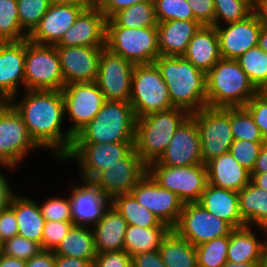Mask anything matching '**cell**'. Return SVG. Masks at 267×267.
<instances>
[{
  "label": "cell",
  "instance_id": "obj_1",
  "mask_svg": "<svg viewBox=\"0 0 267 267\" xmlns=\"http://www.w3.org/2000/svg\"><path fill=\"white\" fill-rule=\"evenodd\" d=\"M25 94L18 103L11 101V106L21 116L34 142L41 148L53 149V156L63 160L71 150L74 137L61 128L65 117L62 92L26 90Z\"/></svg>",
  "mask_w": 267,
  "mask_h": 267
},
{
  "label": "cell",
  "instance_id": "obj_2",
  "mask_svg": "<svg viewBox=\"0 0 267 267\" xmlns=\"http://www.w3.org/2000/svg\"><path fill=\"white\" fill-rule=\"evenodd\" d=\"M154 63L166 83L174 108L192 114L207 106L206 73L184 56L160 55Z\"/></svg>",
  "mask_w": 267,
  "mask_h": 267
},
{
  "label": "cell",
  "instance_id": "obj_3",
  "mask_svg": "<svg viewBox=\"0 0 267 267\" xmlns=\"http://www.w3.org/2000/svg\"><path fill=\"white\" fill-rule=\"evenodd\" d=\"M257 92L237 60L221 58L206 73L208 107H244Z\"/></svg>",
  "mask_w": 267,
  "mask_h": 267
},
{
  "label": "cell",
  "instance_id": "obj_4",
  "mask_svg": "<svg viewBox=\"0 0 267 267\" xmlns=\"http://www.w3.org/2000/svg\"><path fill=\"white\" fill-rule=\"evenodd\" d=\"M136 120L129 102L106 100L95 118L74 136L73 143L134 142Z\"/></svg>",
  "mask_w": 267,
  "mask_h": 267
},
{
  "label": "cell",
  "instance_id": "obj_5",
  "mask_svg": "<svg viewBox=\"0 0 267 267\" xmlns=\"http://www.w3.org/2000/svg\"><path fill=\"white\" fill-rule=\"evenodd\" d=\"M190 116L180 108L151 113L136 120L134 150L149 165L169 145L179 126Z\"/></svg>",
  "mask_w": 267,
  "mask_h": 267
},
{
  "label": "cell",
  "instance_id": "obj_6",
  "mask_svg": "<svg viewBox=\"0 0 267 267\" xmlns=\"http://www.w3.org/2000/svg\"><path fill=\"white\" fill-rule=\"evenodd\" d=\"M105 47L133 64H151L160 56L158 27L106 26Z\"/></svg>",
  "mask_w": 267,
  "mask_h": 267
},
{
  "label": "cell",
  "instance_id": "obj_7",
  "mask_svg": "<svg viewBox=\"0 0 267 267\" xmlns=\"http://www.w3.org/2000/svg\"><path fill=\"white\" fill-rule=\"evenodd\" d=\"M129 103L136 118L174 108L166 83L155 63L134 66Z\"/></svg>",
  "mask_w": 267,
  "mask_h": 267
},
{
  "label": "cell",
  "instance_id": "obj_8",
  "mask_svg": "<svg viewBox=\"0 0 267 267\" xmlns=\"http://www.w3.org/2000/svg\"><path fill=\"white\" fill-rule=\"evenodd\" d=\"M24 77L26 90L61 91L65 85L56 46L26 39Z\"/></svg>",
  "mask_w": 267,
  "mask_h": 267
},
{
  "label": "cell",
  "instance_id": "obj_9",
  "mask_svg": "<svg viewBox=\"0 0 267 267\" xmlns=\"http://www.w3.org/2000/svg\"><path fill=\"white\" fill-rule=\"evenodd\" d=\"M200 135L203 164L229 152L234 141L231 131V107H204L190 114Z\"/></svg>",
  "mask_w": 267,
  "mask_h": 267
},
{
  "label": "cell",
  "instance_id": "obj_10",
  "mask_svg": "<svg viewBox=\"0 0 267 267\" xmlns=\"http://www.w3.org/2000/svg\"><path fill=\"white\" fill-rule=\"evenodd\" d=\"M148 173L163 188L174 192L184 203L199 202L208 184L206 164L166 166L153 161Z\"/></svg>",
  "mask_w": 267,
  "mask_h": 267
},
{
  "label": "cell",
  "instance_id": "obj_11",
  "mask_svg": "<svg viewBox=\"0 0 267 267\" xmlns=\"http://www.w3.org/2000/svg\"><path fill=\"white\" fill-rule=\"evenodd\" d=\"M172 229L194 246L230 235L233 230L226 221L209 213L198 202L183 205L178 222Z\"/></svg>",
  "mask_w": 267,
  "mask_h": 267
},
{
  "label": "cell",
  "instance_id": "obj_12",
  "mask_svg": "<svg viewBox=\"0 0 267 267\" xmlns=\"http://www.w3.org/2000/svg\"><path fill=\"white\" fill-rule=\"evenodd\" d=\"M134 149V142L73 143L63 160L76 158L81 178L92 180L99 172L117 164Z\"/></svg>",
  "mask_w": 267,
  "mask_h": 267
},
{
  "label": "cell",
  "instance_id": "obj_13",
  "mask_svg": "<svg viewBox=\"0 0 267 267\" xmlns=\"http://www.w3.org/2000/svg\"><path fill=\"white\" fill-rule=\"evenodd\" d=\"M61 92L65 115L73 122L66 131L74 137L95 118L106 100L96 82L71 83L65 85Z\"/></svg>",
  "mask_w": 267,
  "mask_h": 267
},
{
  "label": "cell",
  "instance_id": "obj_14",
  "mask_svg": "<svg viewBox=\"0 0 267 267\" xmlns=\"http://www.w3.org/2000/svg\"><path fill=\"white\" fill-rule=\"evenodd\" d=\"M40 148L31 138L17 111L10 106L0 113V165L14 169L28 151Z\"/></svg>",
  "mask_w": 267,
  "mask_h": 267
},
{
  "label": "cell",
  "instance_id": "obj_15",
  "mask_svg": "<svg viewBox=\"0 0 267 267\" xmlns=\"http://www.w3.org/2000/svg\"><path fill=\"white\" fill-rule=\"evenodd\" d=\"M135 64L113 54L106 47L101 52L96 83L105 100L129 102Z\"/></svg>",
  "mask_w": 267,
  "mask_h": 267
},
{
  "label": "cell",
  "instance_id": "obj_16",
  "mask_svg": "<svg viewBox=\"0 0 267 267\" xmlns=\"http://www.w3.org/2000/svg\"><path fill=\"white\" fill-rule=\"evenodd\" d=\"M137 201L171 229L178 222L184 203L168 189L161 187L147 172L131 192Z\"/></svg>",
  "mask_w": 267,
  "mask_h": 267
},
{
  "label": "cell",
  "instance_id": "obj_17",
  "mask_svg": "<svg viewBox=\"0 0 267 267\" xmlns=\"http://www.w3.org/2000/svg\"><path fill=\"white\" fill-rule=\"evenodd\" d=\"M81 180L83 184L72 187L69 195L71 221L73 226L92 228L111 206V198L92 180Z\"/></svg>",
  "mask_w": 267,
  "mask_h": 267
},
{
  "label": "cell",
  "instance_id": "obj_18",
  "mask_svg": "<svg viewBox=\"0 0 267 267\" xmlns=\"http://www.w3.org/2000/svg\"><path fill=\"white\" fill-rule=\"evenodd\" d=\"M148 172V165L133 149L125 158L99 172L92 181L112 199L119 194L131 193Z\"/></svg>",
  "mask_w": 267,
  "mask_h": 267
},
{
  "label": "cell",
  "instance_id": "obj_19",
  "mask_svg": "<svg viewBox=\"0 0 267 267\" xmlns=\"http://www.w3.org/2000/svg\"><path fill=\"white\" fill-rule=\"evenodd\" d=\"M105 47L56 46L64 85L96 82L101 52Z\"/></svg>",
  "mask_w": 267,
  "mask_h": 267
},
{
  "label": "cell",
  "instance_id": "obj_20",
  "mask_svg": "<svg viewBox=\"0 0 267 267\" xmlns=\"http://www.w3.org/2000/svg\"><path fill=\"white\" fill-rule=\"evenodd\" d=\"M156 162L166 166L203 164L199 130L196 121L191 116L179 126Z\"/></svg>",
  "mask_w": 267,
  "mask_h": 267
},
{
  "label": "cell",
  "instance_id": "obj_21",
  "mask_svg": "<svg viewBox=\"0 0 267 267\" xmlns=\"http://www.w3.org/2000/svg\"><path fill=\"white\" fill-rule=\"evenodd\" d=\"M227 25V27H226ZM216 26L221 57L238 59L251 48L258 46L261 25L252 13L246 19Z\"/></svg>",
  "mask_w": 267,
  "mask_h": 267
},
{
  "label": "cell",
  "instance_id": "obj_22",
  "mask_svg": "<svg viewBox=\"0 0 267 267\" xmlns=\"http://www.w3.org/2000/svg\"><path fill=\"white\" fill-rule=\"evenodd\" d=\"M83 10L76 5L52 2L39 24L28 35V40L40 45H56Z\"/></svg>",
  "mask_w": 267,
  "mask_h": 267
},
{
  "label": "cell",
  "instance_id": "obj_23",
  "mask_svg": "<svg viewBox=\"0 0 267 267\" xmlns=\"http://www.w3.org/2000/svg\"><path fill=\"white\" fill-rule=\"evenodd\" d=\"M106 18L100 8L84 9L55 46L105 47Z\"/></svg>",
  "mask_w": 267,
  "mask_h": 267
},
{
  "label": "cell",
  "instance_id": "obj_24",
  "mask_svg": "<svg viewBox=\"0 0 267 267\" xmlns=\"http://www.w3.org/2000/svg\"><path fill=\"white\" fill-rule=\"evenodd\" d=\"M26 39L19 42H3L0 45V90L15 102L18 85L25 88L24 65Z\"/></svg>",
  "mask_w": 267,
  "mask_h": 267
},
{
  "label": "cell",
  "instance_id": "obj_25",
  "mask_svg": "<svg viewBox=\"0 0 267 267\" xmlns=\"http://www.w3.org/2000/svg\"><path fill=\"white\" fill-rule=\"evenodd\" d=\"M206 168L208 183L216 187L239 192L251 181V173L230 152L211 159Z\"/></svg>",
  "mask_w": 267,
  "mask_h": 267
},
{
  "label": "cell",
  "instance_id": "obj_26",
  "mask_svg": "<svg viewBox=\"0 0 267 267\" xmlns=\"http://www.w3.org/2000/svg\"><path fill=\"white\" fill-rule=\"evenodd\" d=\"M198 203L233 229L246 226L239 212L238 192L208 183Z\"/></svg>",
  "mask_w": 267,
  "mask_h": 267
},
{
  "label": "cell",
  "instance_id": "obj_27",
  "mask_svg": "<svg viewBox=\"0 0 267 267\" xmlns=\"http://www.w3.org/2000/svg\"><path fill=\"white\" fill-rule=\"evenodd\" d=\"M157 27L160 55L183 56L201 25L196 20H171Z\"/></svg>",
  "mask_w": 267,
  "mask_h": 267
},
{
  "label": "cell",
  "instance_id": "obj_28",
  "mask_svg": "<svg viewBox=\"0 0 267 267\" xmlns=\"http://www.w3.org/2000/svg\"><path fill=\"white\" fill-rule=\"evenodd\" d=\"M183 56L197 69L207 73L222 58L215 26H201Z\"/></svg>",
  "mask_w": 267,
  "mask_h": 267
},
{
  "label": "cell",
  "instance_id": "obj_29",
  "mask_svg": "<svg viewBox=\"0 0 267 267\" xmlns=\"http://www.w3.org/2000/svg\"><path fill=\"white\" fill-rule=\"evenodd\" d=\"M127 222L112 205L92 227L96 253L124 250Z\"/></svg>",
  "mask_w": 267,
  "mask_h": 267
},
{
  "label": "cell",
  "instance_id": "obj_30",
  "mask_svg": "<svg viewBox=\"0 0 267 267\" xmlns=\"http://www.w3.org/2000/svg\"><path fill=\"white\" fill-rule=\"evenodd\" d=\"M8 204L14 209L18 225L17 235L23 236L41 246L46 220L41 215L39 204L31 198L12 193Z\"/></svg>",
  "mask_w": 267,
  "mask_h": 267
},
{
  "label": "cell",
  "instance_id": "obj_31",
  "mask_svg": "<svg viewBox=\"0 0 267 267\" xmlns=\"http://www.w3.org/2000/svg\"><path fill=\"white\" fill-rule=\"evenodd\" d=\"M252 227L233 229L229 235L227 261L232 263L264 262L266 240L259 241Z\"/></svg>",
  "mask_w": 267,
  "mask_h": 267
},
{
  "label": "cell",
  "instance_id": "obj_32",
  "mask_svg": "<svg viewBox=\"0 0 267 267\" xmlns=\"http://www.w3.org/2000/svg\"><path fill=\"white\" fill-rule=\"evenodd\" d=\"M238 202L246 226H257L267 235V192L250 181L238 192Z\"/></svg>",
  "mask_w": 267,
  "mask_h": 267
},
{
  "label": "cell",
  "instance_id": "obj_33",
  "mask_svg": "<svg viewBox=\"0 0 267 267\" xmlns=\"http://www.w3.org/2000/svg\"><path fill=\"white\" fill-rule=\"evenodd\" d=\"M90 228L72 226L53 253L64 257L81 258L93 264L97 253L94 247L93 230Z\"/></svg>",
  "mask_w": 267,
  "mask_h": 267
},
{
  "label": "cell",
  "instance_id": "obj_34",
  "mask_svg": "<svg viewBox=\"0 0 267 267\" xmlns=\"http://www.w3.org/2000/svg\"><path fill=\"white\" fill-rule=\"evenodd\" d=\"M158 251L166 267H197L195 246L173 229L163 238Z\"/></svg>",
  "mask_w": 267,
  "mask_h": 267
},
{
  "label": "cell",
  "instance_id": "obj_35",
  "mask_svg": "<svg viewBox=\"0 0 267 267\" xmlns=\"http://www.w3.org/2000/svg\"><path fill=\"white\" fill-rule=\"evenodd\" d=\"M111 205L126 220L127 225L141 226L143 228L169 227L142 206L132 193L119 194L111 199Z\"/></svg>",
  "mask_w": 267,
  "mask_h": 267
},
{
  "label": "cell",
  "instance_id": "obj_36",
  "mask_svg": "<svg viewBox=\"0 0 267 267\" xmlns=\"http://www.w3.org/2000/svg\"><path fill=\"white\" fill-rule=\"evenodd\" d=\"M170 227L143 228L128 225L124 238V250L130 255L159 250L163 238Z\"/></svg>",
  "mask_w": 267,
  "mask_h": 267
},
{
  "label": "cell",
  "instance_id": "obj_37",
  "mask_svg": "<svg viewBox=\"0 0 267 267\" xmlns=\"http://www.w3.org/2000/svg\"><path fill=\"white\" fill-rule=\"evenodd\" d=\"M154 1H145L132 5L115 13L106 20V26L142 28L157 26Z\"/></svg>",
  "mask_w": 267,
  "mask_h": 267
},
{
  "label": "cell",
  "instance_id": "obj_38",
  "mask_svg": "<svg viewBox=\"0 0 267 267\" xmlns=\"http://www.w3.org/2000/svg\"><path fill=\"white\" fill-rule=\"evenodd\" d=\"M236 60L247 74L250 82L260 91L267 84V53L256 46Z\"/></svg>",
  "mask_w": 267,
  "mask_h": 267
},
{
  "label": "cell",
  "instance_id": "obj_39",
  "mask_svg": "<svg viewBox=\"0 0 267 267\" xmlns=\"http://www.w3.org/2000/svg\"><path fill=\"white\" fill-rule=\"evenodd\" d=\"M28 39L19 23L16 0H0V40L19 42Z\"/></svg>",
  "mask_w": 267,
  "mask_h": 267
},
{
  "label": "cell",
  "instance_id": "obj_40",
  "mask_svg": "<svg viewBox=\"0 0 267 267\" xmlns=\"http://www.w3.org/2000/svg\"><path fill=\"white\" fill-rule=\"evenodd\" d=\"M197 267H222L227 262L229 235L195 246Z\"/></svg>",
  "mask_w": 267,
  "mask_h": 267
},
{
  "label": "cell",
  "instance_id": "obj_41",
  "mask_svg": "<svg viewBox=\"0 0 267 267\" xmlns=\"http://www.w3.org/2000/svg\"><path fill=\"white\" fill-rule=\"evenodd\" d=\"M215 8L214 26L239 22L252 14L253 0H213Z\"/></svg>",
  "mask_w": 267,
  "mask_h": 267
},
{
  "label": "cell",
  "instance_id": "obj_42",
  "mask_svg": "<svg viewBox=\"0 0 267 267\" xmlns=\"http://www.w3.org/2000/svg\"><path fill=\"white\" fill-rule=\"evenodd\" d=\"M231 131L234 140L265 142L259 127L244 107H231Z\"/></svg>",
  "mask_w": 267,
  "mask_h": 267
},
{
  "label": "cell",
  "instance_id": "obj_43",
  "mask_svg": "<svg viewBox=\"0 0 267 267\" xmlns=\"http://www.w3.org/2000/svg\"><path fill=\"white\" fill-rule=\"evenodd\" d=\"M19 23L22 30L29 35L49 10L52 0H16Z\"/></svg>",
  "mask_w": 267,
  "mask_h": 267
},
{
  "label": "cell",
  "instance_id": "obj_44",
  "mask_svg": "<svg viewBox=\"0 0 267 267\" xmlns=\"http://www.w3.org/2000/svg\"><path fill=\"white\" fill-rule=\"evenodd\" d=\"M157 22L195 20L187 0H153Z\"/></svg>",
  "mask_w": 267,
  "mask_h": 267
},
{
  "label": "cell",
  "instance_id": "obj_45",
  "mask_svg": "<svg viewBox=\"0 0 267 267\" xmlns=\"http://www.w3.org/2000/svg\"><path fill=\"white\" fill-rule=\"evenodd\" d=\"M41 250L42 248L37 242L20 235H15L3 242L1 253L9 257L28 261Z\"/></svg>",
  "mask_w": 267,
  "mask_h": 267
},
{
  "label": "cell",
  "instance_id": "obj_46",
  "mask_svg": "<svg viewBox=\"0 0 267 267\" xmlns=\"http://www.w3.org/2000/svg\"><path fill=\"white\" fill-rule=\"evenodd\" d=\"M264 142L234 140L229 152L241 166L252 173L255 162Z\"/></svg>",
  "mask_w": 267,
  "mask_h": 267
},
{
  "label": "cell",
  "instance_id": "obj_47",
  "mask_svg": "<svg viewBox=\"0 0 267 267\" xmlns=\"http://www.w3.org/2000/svg\"><path fill=\"white\" fill-rule=\"evenodd\" d=\"M72 226V221H46L41 241L42 250L54 251Z\"/></svg>",
  "mask_w": 267,
  "mask_h": 267
},
{
  "label": "cell",
  "instance_id": "obj_48",
  "mask_svg": "<svg viewBox=\"0 0 267 267\" xmlns=\"http://www.w3.org/2000/svg\"><path fill=\"white\" fill-rule=\"evenodd\" d=\"M41 215L46 221H71V205L68 199L52 197L39 205Z\"/></svg>",
  "mask_w": 267,
  "mask_h": 267
},
{
  "label": "cell",
  "instance_id": "obj_49",
  "mask_svg": "<svg viewBox=\"0 0 267 267\" xmlns=\"http://www.w3.org/2000/svg\"><path fill=\"white\" fill-rule=\"evenodd\" d=\"M244 108L251 114L264 141L267 142V94L258 91Z\"/></svg>",
  "mask_w": 267,
  "mask_h": 267
},
{
  "label": "cell",
  "instance_id": "obj_50",
  "mask_svg": "<svg viewBox=\"0 0 267 267\" xmlns=\"http://www.w3.org/2000/svg\"><path fill=\"white\" fill-rule=\"evenodd\" d=\"M194 19L201 26H214L215 8L213 0H187Z\"/></svg>",
  "mask_w": 267,
  "mask_h": 267
},
{
  "label": "cell",
  "instance_id": "obj_51",
  "mask_svg": "<svg viewBox=\"0 0 267 267\" xmlns=\"http://www.w3.org/2000/svg\"><path fill=\"white\" fill-rule=\"evenodd\" d=\"M92 267H132L131 256L125 250L97 253Z\"/></svg>",
  "mask_w": 267,
  "mask_h": 267
},
{
  "label": "cell",
  "instance_id": "obj_52",
  "mask_svg": "<svg viewBox=\"0 0 267 267\" xmlns=\"http://www.w3.org/2000/svg\"><path fill=\"white\" fill-rule=\"evenodd\" d=\"M18 233V225L14 209L7 204L0 210V238L2 242Z\"/></svg>",
  "mask_w": 267,
  "mask_h": 267
},
{
  "label": "cell",
  "instance_id": "obj_53",
  "mask_svg": "<svg viewBox=\"0 0 267 267\" xmlns=\"http://www.w3.org/2000/svg\"><path fill=\"white\" fill-rule=\"evenodd\" d=\"M145 1L153 0H99L98 7L104 14L106 20H108L120 10Z\"/></svg>",
  "mask_w": 267,
  "mask_h": 267
},
{
  "label": "cell",
  "instance_id": "obj_54",
  "mask_svg": "<svg viewBox=\"0 0 267 267\" xmlns=\"http://www.w3.org/2000/svg\"><path fill=\"white\" fill-rule=\"evenodd\" d=\"M132 267H166L158 250L131 256Z\"/></svg>",
  "mask_w": 267,
  "mask_h": 267
},
{
  "label": "cell",
  "instance_id": "obj_55",
  "mask_svg": "<svg viewBox=\"0 0 267 267\" xmlns=\"http://www.w3.org/2000/svg\"><path fill=\"white\" fill-rule=\"evenodd\" d=\"M26 267H55V254L53 251L41 250L26 261Z\"/></svg>",
  "mask_w": 267,
  "mask_h": 267
},
{
  "label": "cell",
  "instance_id": "obj_56",
  "mask_svg": "<svg viewBox=\"0 0 267 267\" xmlns=\"http://www.w3.org/2000/svg\"><path fill=\"white\" fill-rule=\"evenodd\" d=\"M55 267H92V263L77 257L55 255Z\"/></svg>",
  "mask_w": 267,
  "mask_h": 267
},
{
  "label": "cell",
  "instance_id": "obj_57",
  "mask_svg": "<svg viewBox=\"0 0 267 267\" xmlns=\"http://www.w3.org/2000/svg\"><path fill=\"white\" fill-rule=\"evenodd\" d=\"M252 13L256 16L261 27L267 28V0H253Z\"/></svg>",
  "mask_w": 267,
  "mask_h": 267
},
{
  "label": "cell",
  "instance_id": "obj_58",
  "mask_svg": "<svg viewBox=\"0 0 267 267\" xmlns=\"http://www.w3.org/2000/svg\"><path fill=\"white\" fill-rule=\"evenodd\" d=\"M12 193L13 191L8 179L0 173V210L8 204Z\"/></svg>",
  "mask_w": 267,
  "mask_h": 267
},
{
  "label": "cell",
  "instance_id": "obj_59",
  "mask_svg": "<svg viewBox=\"0 0 267 267\" xmlns=\"http://www.w3.org/2000/svg\"><path fill=\"white\" fill-rule=\"evenodd\" d=\"M267 172V142L263 143L260 153L255 162L252 173H266Z\"/></svg>",
  "mask_w": 267,
  "mask_h": 267
},
{
  "label": "cell",
  "instance_id": "obj_60",
  "mask_svg": "<svg viewBox=\"0 0 267 267\" xmlns=\"http://www.w3.org/2000/svg\"><path fill=\"white\" fill-rule=\"evenodd\" d=\"M58 4H71L82 7L84 9H90L99 5V0H52Z\"/></svg>",
  "mask_w": 267,
  "mask_h": 267
},
{
  "label": "cell",
  "instance_id": "obj_61",
  "mask_svg": "<svg viewBox=\"0 0 267 267\" xmlns=\"http://www.w3.org/2000/svg\"><path fill=\"white\" fill-rule=\"evenodd\" d=\"M0 267H26V261L6 256L0 252Z\"/></svg>",
  "mask_w": 267,
  "mask_h": 267
},
{
  "label": "cell",
  "instance_id": "obj_62",
  "mask_svg": "<svg viewBox=\"0 0 267 267\" xmlns=\"http://www.w3.org/2000/svg\"><path fill=\"white\" fill-rule=\"evenodd\" d=\"M251 181L259 188L267 192V172L266 173H251Z\"/></svg>",
  "mask_w": 267,
  "mask_h": 267
},
{
  "label": "cell",
  "instance_id": "obj_63",
  "mask_svg": "<svg viewBox=\"0 0 267 267\" xmlns=\"http://www.w3.org/2000/svg\"><path fill=\"white\" fill-rule=\"evenodd\" d=\"M264 262L232 263L227 261L222 267H263Z\"/></svg>",
  "mask_w": 267,
  "mask_h": 267
},
{
  "label": "cell",
  "instance_id": "obj_64",
  "mask_svg": "<svg viewBox=\"0 0 267 267\" xmlns=\"http://www.w3.org/2000/svg\"><path fill=\"white\" fill-rule=\"evenodd\" d=\"M11 106V98L0 90V113H3Z\"/></svg>",
  "mask_w": 267,
  "mask_h": 267
},
{
  "label": "cell",
  "instance_id": "obj_65",
  "mask_svg": "<svg viewBox=\"0 0 267 267\" xmlns=\"http://www.w3.org/2000/svg\"><path fill=\"white\" fill-rule=\"evenodd\" d=\"M258 46L267 53V28L261 27Z\"/></svg>",
  "mask_w": 267,
  "mask_h": 267
},
{
  "label": "cell",
  "instance_id": "obj_66",
  "mask_svg": "<svg viewBox=\"0 0 267 267\" xmlns=\"http://www.w3.org/2000/svg\"><path fill=\"white\" fill-rule=\"evenodd\" d=\"M266 236V239H267V235ZM263 267H267V240H266V244H265V254H264V264H263Z\"/></svg>",
  "mask_w": 267,
  "mask_h": 267
},
{
  "label": "cell",
  "instance_id": "obj_67",
  "mask_svg": "<svg viewBox=\"0 0 267 267\" xmlns=\"http://www.w3.org/2000/svg\"><path fill=\"white\" fill-rule=\"evenodd\" d=\"M260 92L267 94V84L260 90Z\"/></svg>",
  "mask_w": 267,
  "mask_h": 267
},
{
  "label": "cell",
  "instance_id": "obj_68",
  "mask_svg": "<svg viewBox=\"0 0 267 267\" xmlns=\"http://www.w3.org/2000/svg\"><path fill=\"white\" fill-rule=\"evenodd\" d=\"M2 244H3V242H2V240H1V238H0V252H1V250H2Z\"/></svg>",
  "mask_w": 267,
  "mask_h": 267
}]
</instances>
